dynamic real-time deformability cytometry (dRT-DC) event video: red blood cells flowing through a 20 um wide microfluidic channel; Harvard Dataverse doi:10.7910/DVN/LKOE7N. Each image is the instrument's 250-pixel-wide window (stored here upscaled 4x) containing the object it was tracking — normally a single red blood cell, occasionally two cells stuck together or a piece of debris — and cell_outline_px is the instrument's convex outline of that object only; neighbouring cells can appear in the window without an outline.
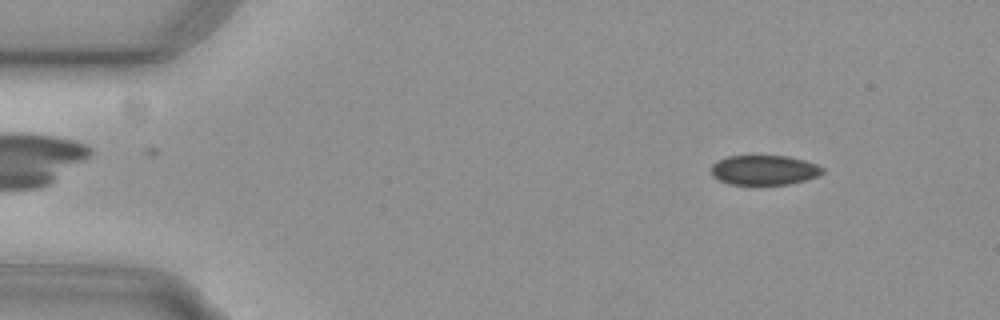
{"species": "common noctule bat (a hibernating species)", "species_latin": "Nyctalus noctula", "temperature_condition": "cold", "stored_images_in_passage": 51, "camera_frame_rate_fps": 3000, "um_per_image_px": 0.085, "animal": {"sex": "female", "body_mass_g": 29.2, "forearm_length_mm": 56.3}, "frame": {"image": 1, "passage_image": 3, "time_ms": 0.667, "image_size_px": [1000, 320], "cell_outline_px": [[824, 172], [816, 176], [804, 180], [788, 184], [728, 184], [712, 176], [712, 164], [728, 156], [788, 156], [804, 160], [816, 164], [824, 168]], "centroid_in_image_um": [64.96, 14.45], "position_along_channel_um": 20.0, "area_um2": 19.07}}
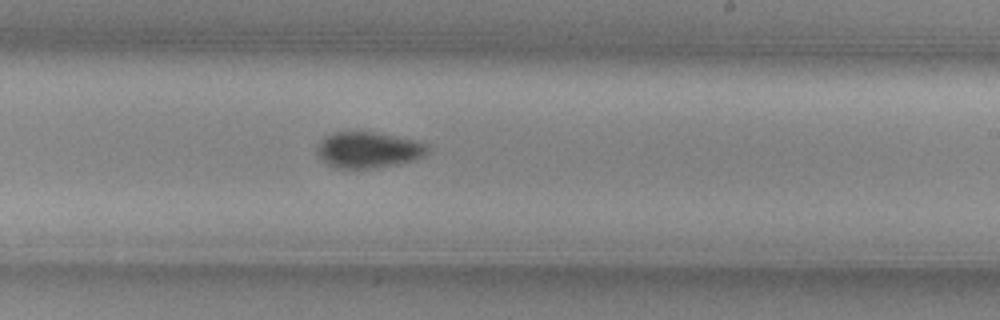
{"frame": {"image": 2, "passage_image": 29, "time_ms": 9.333, "image_size_px": [1000, 320], "cell_outline_px": [[428, 152], [424, 156], [416, 160], [376, 168], [332, 168], [320, 160], [316, 156], [316, 144], [324, 136], [336, 132], [372, 132], [416, 140], [428, 144]], "centroid_in_image_um": [31.25, 12.75], "position_along_channel_um": 257.7, "area_um2": 23.58}}
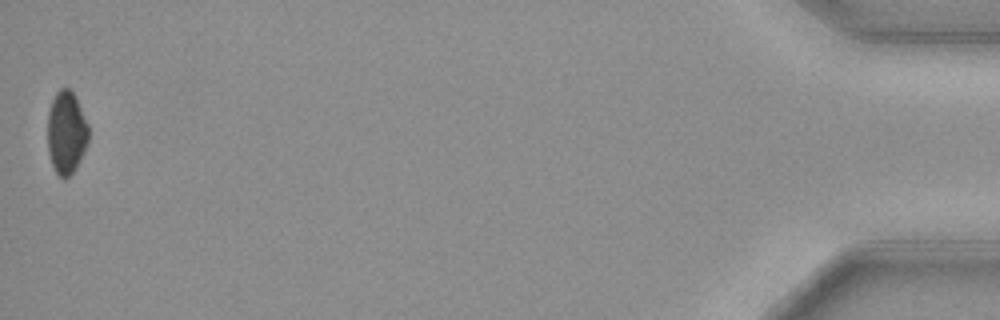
{"frame": {"image": 3, "passage_image": 51, "time_ms": 16.667, "image_size_px": [1000, 320], "cell_outline_px": [[88, 140], [84, 152], [76, 168], [64, 180], [56, 172], [52, 164], [48, 152], [48, 112], [52, 100], [56, 92], [60, 88], [68, 88], [76, 96], [88, 124]], "centroid_in_image_um": [5.64, 11.25], "position_along_channel_um": 429.6, "area_um2": 19.77}, "authors_computed_cell_mechanics": {"area_um2": 21.2704, "velocity_mm_per_s": 3.7361, "shape_relaxation_time_tau1_ms": 7.2768, "shape_relaxation_time_tau2_ms": null, "deformation_change_tau1": 0.0644, "deformation_change_tau2": null}}